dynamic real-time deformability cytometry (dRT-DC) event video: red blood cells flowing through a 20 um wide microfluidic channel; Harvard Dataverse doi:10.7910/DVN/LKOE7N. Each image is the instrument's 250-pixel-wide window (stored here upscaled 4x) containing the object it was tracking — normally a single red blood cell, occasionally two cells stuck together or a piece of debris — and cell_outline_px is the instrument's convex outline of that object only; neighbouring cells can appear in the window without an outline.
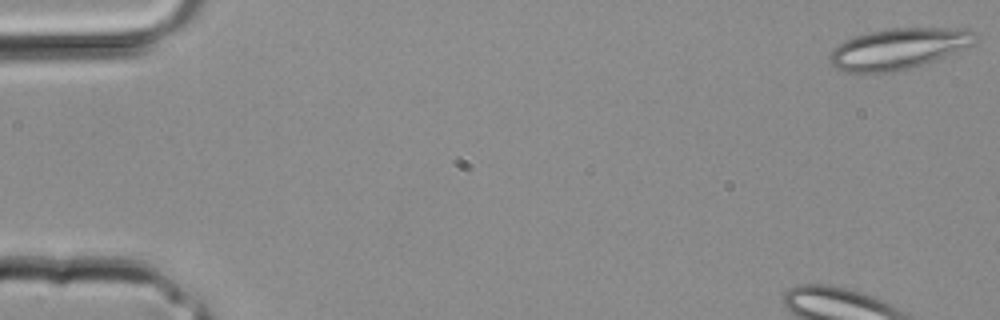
{"species": "common noctule bat (a hibernating species)", "species_latin": "Nyctalus noctula", "temperature_condition": "room temperature", "stored_images_in_passage": 3, "camera_frame_rate_fps": 3000, "um_per_image_px": 0.085, "animal": {"sex": "male", "body_mass_g": 20.4}, "frame": {"image": 1, "passage_image": 1, "time_ms": 0.0, "image_size_px": [1000, 320], "cell_outline_px": [[976, 40], [972, 44], [924, 64], [908, 68], [888, 72], [844, 72], [836, 68], [828, 60], [828, 52], [832, 48], [844, 40], [856, 36], [872, 32], [892, 28], [968, 28], [976, 32]], "centroid_in_image_um": [76.32, 4.13], "position_along_channel_um": 8.7, "area_um2": 34.39}}